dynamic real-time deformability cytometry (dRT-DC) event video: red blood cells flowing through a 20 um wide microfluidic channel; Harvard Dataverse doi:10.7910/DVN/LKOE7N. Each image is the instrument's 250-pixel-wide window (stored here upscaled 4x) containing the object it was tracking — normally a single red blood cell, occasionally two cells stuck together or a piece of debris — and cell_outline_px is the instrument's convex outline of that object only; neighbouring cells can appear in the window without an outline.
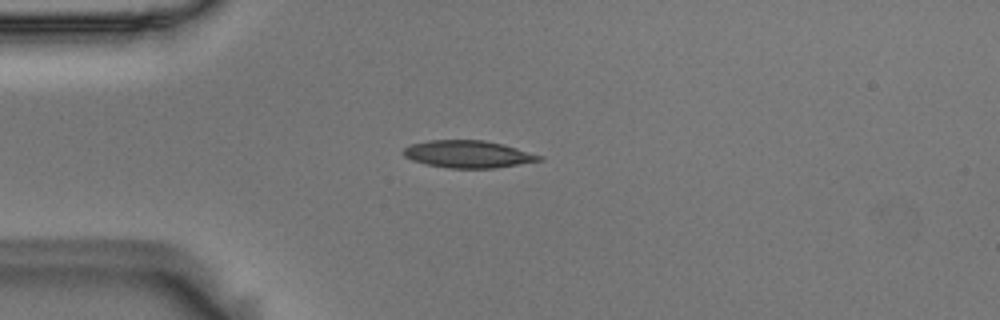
{"species": "Egyptian fruit bat (a non-hibernating species)", "species_latin": "Rousettus aegyptiacus", "temperature_condition": "room temperature", "stored_images_in_passage": 5, "camera_frame_rate_fps": 3000, "um_per_image_px": 0.085, "animal": {"sex": "male"}, "frame": {"image": 1, "passage_image": 3, "time_ms": 0.667, "image_size_px": [1000, 320], "cell_outline_px": [[544, 160], [496, 168], [448, 168], [428, 164], [412, 160], [404, 156], [400, 152], [404, 148], [412, 144], [428, 140], [484, 140], [504, 144], [544, 156]], "centroid_in_image_um": [39.81, 13.1], "position_along_channel_um": 45.2, "area_um2": 21.73}}
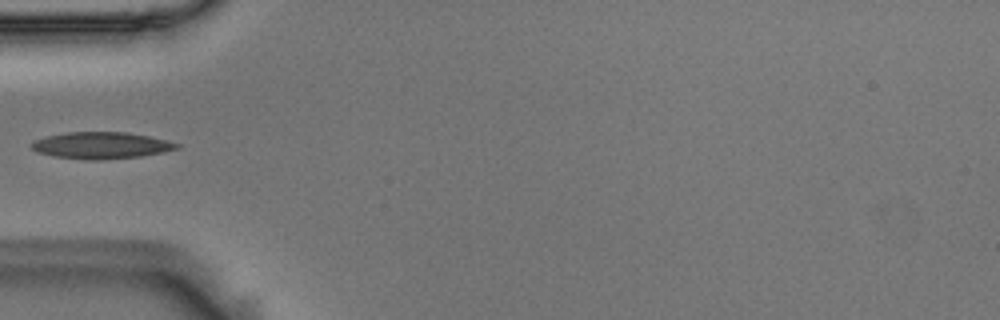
{"frame": {"image": 2, "passage_image": 4, "time_ms": 1.0, "image_size_px": [1000, 320], "cell_outline_px": [[180, 148], [164, 152], [140, 156], [100, 160], [92, 160], [56, 156], [36, 152], [28, 144], [44, 136], [64, 132], [124, 132], [148, 136], [180, 144]], "centroid_in_image_um": [8.57, 12.35], "position_along_channel_um": 76.4, "area_um2": 22.48}}